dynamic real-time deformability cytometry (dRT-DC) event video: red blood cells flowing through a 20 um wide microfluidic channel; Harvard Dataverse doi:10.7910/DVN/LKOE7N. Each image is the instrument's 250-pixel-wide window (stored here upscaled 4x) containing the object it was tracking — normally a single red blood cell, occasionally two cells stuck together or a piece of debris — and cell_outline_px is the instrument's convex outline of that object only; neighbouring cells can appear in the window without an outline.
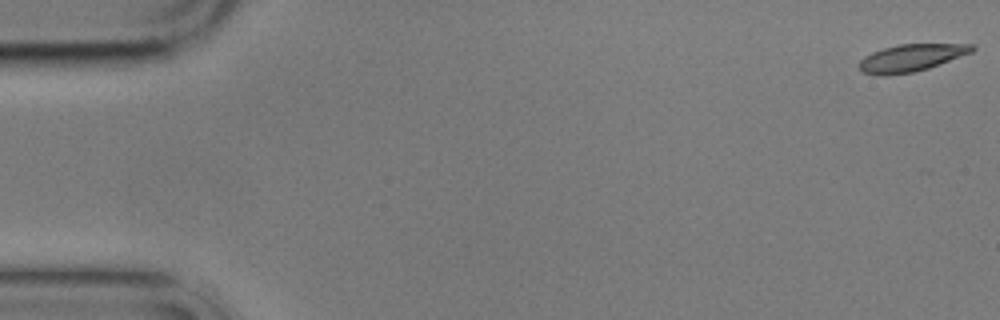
{"species": "common noctule bat (a hibernating species)", "species_latin": "Nyctalus noctula", "temperature_condition": "cold", "stored_images_in_passage": 7, "camera_frame_rate_fps": 3000, "um_per_image_px": 0.085, "animal": {"sex": "male", "body_mass_g": 17.9}, "frame": {"image": 1, "passage_image": 1, "time_ms": 0.0, "image_size_px": [1000, 320], "cell_outline_px": [[976, 48], [972, 52], [928, 68], [916, 72], [888, 76], [884, 76], [860, 72], [856, 64], [864, 56], [872, 52], [884, 48], [900, 44], [976, 44]], "centroid_in_image_um": [77.4, 4.93], "position_along_channel_um": 7.6, "area_um2": 18.15}}
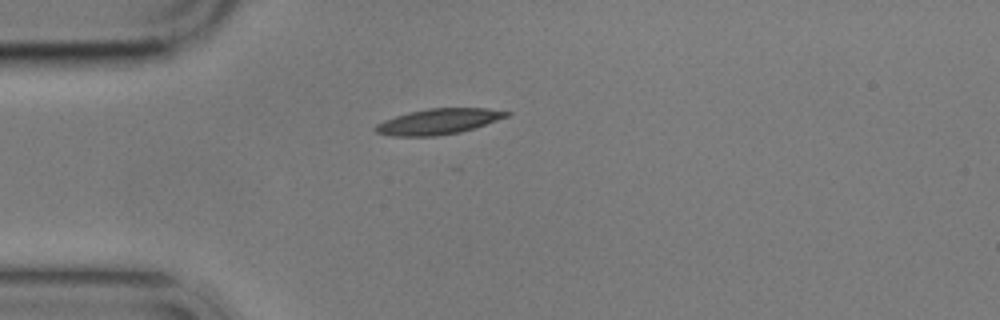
{"frame": {"image": 2, "passage_image": 5, "time_ms": 4.667, "image_size_px": [1000, 320], "cell_outline_px": [[512, 112], [508, 116], [476, 128], [460, 132], [436, 136], [392, 136], [376, 132], [372, 128], [376, 124], [384, 120], [408, 112], [428, 108], [488, 108]], "centroid_in_image_um": [37.27, 10.33], "position_along_channel_um": 47.7, "area_um2": 19.65}}